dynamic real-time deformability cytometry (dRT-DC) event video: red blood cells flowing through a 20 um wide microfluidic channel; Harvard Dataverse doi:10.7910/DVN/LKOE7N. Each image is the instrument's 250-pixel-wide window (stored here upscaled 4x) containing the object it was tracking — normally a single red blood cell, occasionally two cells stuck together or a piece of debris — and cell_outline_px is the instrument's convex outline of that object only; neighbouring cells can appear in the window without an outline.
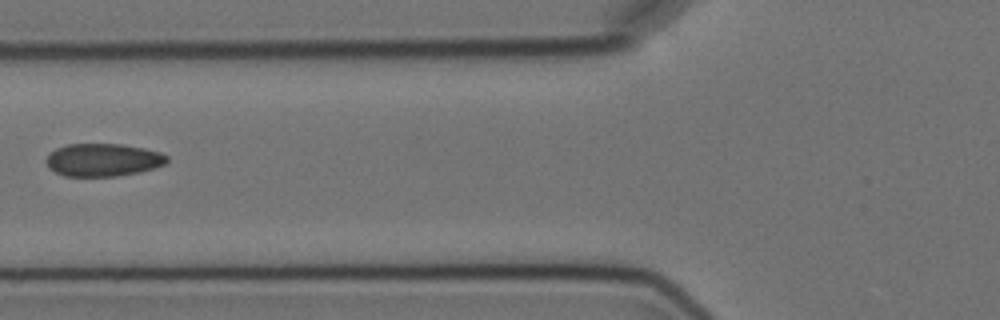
{"species": "Egyptian fruit bat (a non-hibernating species)", "species_latin": "Rousettus aegyptiacus", "temperature_condition": "cold", "stored_images_in_passage": 7, "camera_frame_rate_fps": 3000, "um_per_image_px": 0.085, "animal": {"sex": "female"}, "frame": {"image": 1, "passage_image": 5, "time_ms": 4.667, "image_size_px": [1000, 320], "cell_outline_px": [[168, 160], [164, 164], [140, 172], [116, 176], [64, 176], [48, 168], [44, 160], [56, 148], [68, 144], [124, 144], [144, 148], [160, 152], [168, 156]], "centroid_in_image_um": [8.74, 13.59], "position_along_channel_um": 117.1, "area_um2": 23.12}}
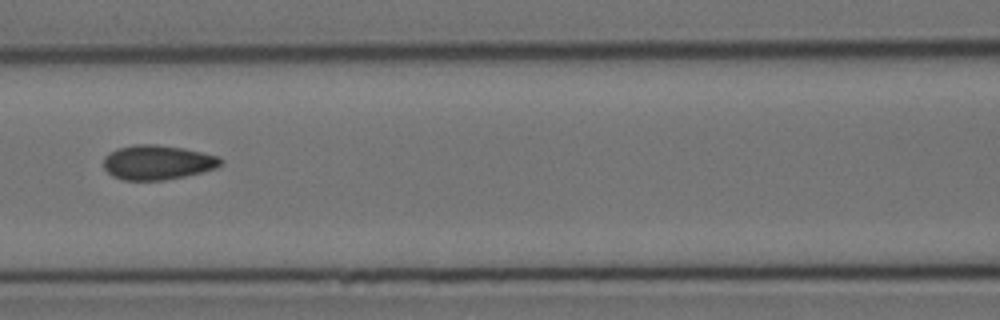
{"frame": {"image": 2, "passage_image": 6, "time_ms": 5.667, "image_size_px": [1000, 320], "cell_outline_px": [[224, 160], [216, 168], [184, 176], [164, 180], [124, 180], [112, 176], [104, 168], [104, 156], [108, 152], [116, 148], [132, 144], [156, 144], [184, 148], [216, 156]], "centroid_in_image_um": [13.33, 13.79], "position_along_channel_um": 153.3, "area_um2": 23.58}}
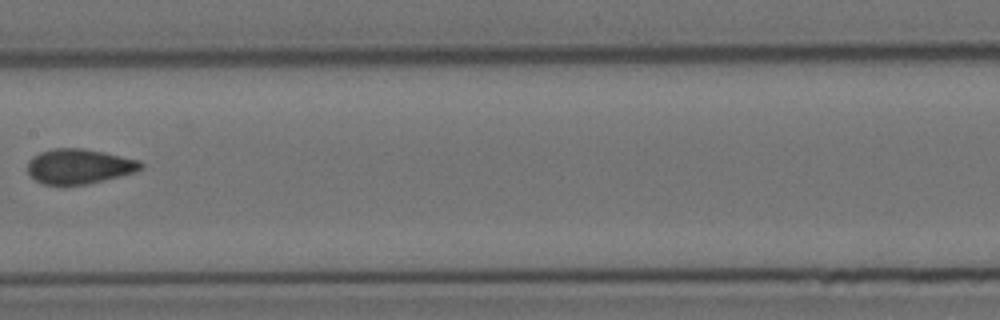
{"frame": {"image": 3, "passage_image": 7, "time_ms": 7.0, "image_size_px": [1000, 320], "cell_outline_px": [[144, 164], [136, 172], [88, 184], [64, 188], [44, 184], [36, 180], [28, 172], [28, 160], [32, 156], [40, 152], [52, 148], [84, 148], [104, 152], [140, 160]], "centroid_in_image_um": [6.7, 14.17], "position_along_channel_um": 200.7, "area_um2": 23.64}}